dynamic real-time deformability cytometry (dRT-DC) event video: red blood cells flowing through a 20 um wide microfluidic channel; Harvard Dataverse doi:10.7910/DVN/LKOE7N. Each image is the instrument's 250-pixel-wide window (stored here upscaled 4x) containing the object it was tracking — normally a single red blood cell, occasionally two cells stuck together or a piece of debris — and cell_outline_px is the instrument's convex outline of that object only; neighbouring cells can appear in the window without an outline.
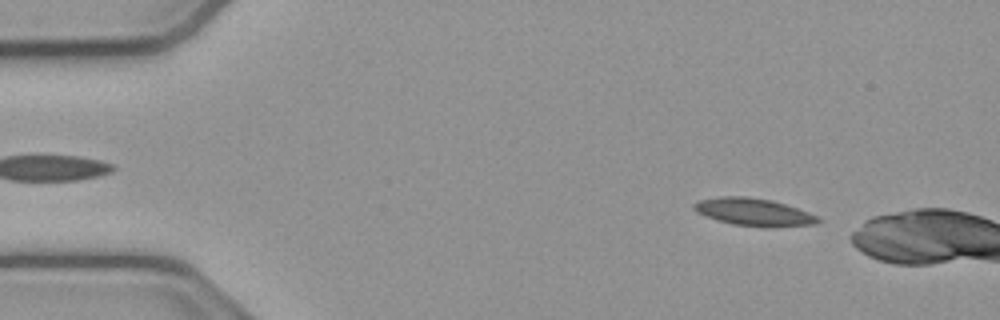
{"species": "common noctule bat (a hibernating species)", "species_latin": "Nyctalus noctula", "temperature_condition": "cold", "stored_images_in_passage": 8, "camera_frame_rate_fps": 3000, "um_per_image_px": 0.085, "animal": {"sex": "male", "body_mass_g": 23.1, "forearm_length_mm": 52.7}, "frame": {"image": 1, "passage_image": 3, "time_ms": 0.667, "image_size_px": [1000, 320], "cell_outline_px": [[824, 220], [816, 224], [764, 228], [732, 224], [716, 220], [704, 216], [696, 212], [692, 208], [692, 204], [700, 200], [720, 196], [744, 196], [772, 200], [808, 212]], "centroid_in_image_um": [64.04, 18.04], "position_along_channel_um": 21.0, "area_um2": 20.11}}